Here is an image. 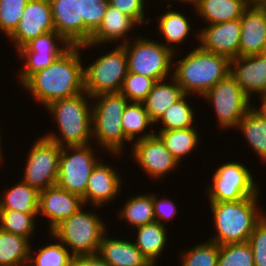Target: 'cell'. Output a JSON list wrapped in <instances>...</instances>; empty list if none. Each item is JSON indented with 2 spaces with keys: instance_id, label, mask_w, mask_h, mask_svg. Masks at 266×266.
Instances as JSON below:
<instances>
[{
  "instance_id": "cell-1",
  "label": "cell",
  "mask_w": 266,
  "mask_h": 266,
  "mask_svg": "<svg viewBox=\"0 0 266 266\" xmlns=\"http://www.w3.org/2000/svg\"><path fill=\"white\" fill-rule=\"evenodd\" d=\"M81 46H70L60 57L43 70L31 75L24 83L36 100L48 106L56 100L84 92V67Z\"/></svg>"
},
{
  "instance_id": "cell-2",
  "label": "cell",
  "mask_w": 266,
  "mask_h": 266,
  "mask_svg": "<svg viewBox=\"0 0 266 266\" xmlns=\"http://www.w3.org/2000/svg\"><path fill=\"white\" fill-rule=\"evenodd\" d=\"M229 73L228 57L207 52L198 47L182 60H178L172 77L181 86L184 94L197 92L196 94L203 96Z\"/></svg>"
},
{
  "instance_id": "cell-3",
  "label": "cell",
  "mask_w": 266,
  "mask_h": 266,
  "mask_svg": "<svg viewBox=\"0 0 266 266\" xmlns=\"http://www.w3.org/2000/svg\"><path fill=\"white\" fill-rule=\"evenodd\" d=\"M258 195L239 201H210L217 235L211 241L225 245L247 242L264 214L258 212Z\"/></svg>"
},
{
  "instance_id": "cell-4",
  "label": "cell",
  "mask_w": 266,
  "mask_h": 266,
  "mask_svg": "<svg viewBox=\"0 0 266 266\" xmlns=\"http://www.w3.org/2000/svg\"><path fill=\"white\" fill-rule=\"evenodd\" d=\"M86 97L92 98L84 91L72 97L53 101L46 106L56 118L62 137L59 138L53 133L45 137L60 147L87 145L92 135V108H89Z\"/></svg>"
},
{
  "instance_id": "cell-5",
  "label": "cell",
  "mask_w": 266,
  "mask_h": 266,
  "mask_svg": "<svg viewBox=\"0 0 266 266\" xmlns=\"http://www.w3.org/2000/svg\"><path fill=\"white\" fill-rule=\"evenodd\" d=\"M98 101L92 106V134L110 153H120L124 140L131 142L123 131L121 118L128 99L118 93H103L92 96ZM99 98V99H98Z\"/></svg>"
},
{
  "instance_id": "cell-6",
  "label": "cell",
  "mask_w": 266,
  "mask_h": 266,
  "mask_svg": "<svg viewBox=\"0 0 266 266\" xmlns=\"http://www.w3.org/2000/svg\"><path fill=\"white\" fill-rule=\"evenodd\" d=\"M105 224L95 213H87L82 207L69 218L63 220L51 232L64 245L71 248V254L92 255L98 253Z\"/></svg>"
},
{
  "instance_id": "cell-7",
  "label": "cell",
  "mask_w": 266,
  "mask_h": 266,
  "mask_svg": "<svg viewBox=\"0 0 266 266\" xmlns=\"http://www.w3.org/2000/svg\"><path fill=\"white\" fill-rule=\"evenodd\" d=\"M128 40L125 39L122 44L128 59V72L141 74L155 81L167 79L173 66V46L145 38L137 39L132 45Z\"/></svg>"
},
{
  "instance_id": "cell-8",
  "label": "cell",
  "mask_w": 266,
  "mask_h": 266,
  "mask_svg": "<svg viewBox=\"0 0 266 266\" xmlns=\"http://www.w3.org/2000/svg\"><path fill=\"white\" fill-rule=\"evenodd\" d=\"M127 74V55L124 46L119 45L84 68V90L91 97L118 93Z\"/></svg>"
},
{
  "instance_id": "cell-9",
  "label": "cell",
  "mask_w": 266,
  "mask_h": 266,
  "mask_svg": "<svg viewBox=\"0 0 266 266\" xmlns=\"http://www.w3.org/2000/svg\"><path fill=\"white\" fill-rule=\"evenodd\" d=\"M67 149L71 150L68 154ZM61 147L56 185L81 198L84 197L88 178L99 162L87 145Z\"/></svg>"
},
{
  "instance_id": "cell-10",
  "label": "cell",
  "mask_w": 266,
  "mask_h": 266,
  "mask_svg": "<svg viewBox=\"0 0 266 266\" xmlns=\"http://www.w3.org/2000/svg\"><path fill=\"white\" fill-rule=\"evenodd\" d=\"M203 97L212 102L219 121L218 125L225 129L237 127L252 107L250 98L230 73L218 81Z\"/></svg>"
},
{
  "instance_id": "cell-11",
  "label": "cell",
  "mask_w": 266,
  "mask_h": 266,
  "mask_svg": "<svg viewBox=\"0 0 266 266\" xmlns=\"http://www.w3.org/2000/svg\"><path fill=\"white\" fill-rule=\"evenodd\" d=\"M239 162H227L219 166L209 186V201H239L258 194L253 175Z\"/></svg>"
},
{
  "instance_id": "cell-12",
  "label": "cell",
  "mask_w": 266,
  "mask_h": 266,
  "mask_svg": "<svg viewBox=\"0 0 266 266\" xmlns=\"http://www.w3.org/2000/svg\"><path fill=\"white\" fill-rule=\"evenodd\" d=\"M61 147L46 137L39 138L28 154L24 183L39 192L56 185Z\"/></svg>"
},
{
  "instance_id": "cell-13",
  "label": "cell",
  "mask_w": 266,
  "mask_h": 266,
  "mask_svg": "<svg viewBox=\"0 0 266 266\" xmlns=\"http://www.w3.org/2000/svg\"><path fill=\"white\" fill-rule=\"evenodd\" d=\"M155 132H148L134 141L133 157L141 168L154 179L163 177L174 169L179 161L166 149L162 139Z\"/></svg>"
},
{
  "instance_id": "cell-14",
  "label": "cell",
  "mask_w": 266,
  "mask_h": 266,
  "mask_svg": "<svg viewBox=\"0 0 266 266\" xmlns=\"http://www.w3.org/2000/svg\"><path fill=\"white\" fill-rule=\"evenodd\" d=\"M55 31L49 0H29L17 28L8 37L15 42L17 50L31 39Z\"/></svg>"
},
{
  "instance_id": "cell-15",
  "label": "cell",
  "mask_w": 266,
  "mask_h": 266,
  "mask_svg": "<svg viewBox=\"0 0 266 266\" xmlns=\"http://www.w3.org/2000/svg\"><path fill=\"white\" fill-rule=\"evenodd\" d=\"M201 29L197 35L200 48L211 53L220 54L230 60L239 56L241 21L235 19L218 24H211Z\"/></svg>"
},
{
  "instance_id": "cell-16",
  "label": "cell",
  "mask_w": 266,
  "mask_h": 266,
  "mask_svg": "<svg viewBox=\"0 0 266 266\" xmlns=\"http://www.w3.org/2000/svg\"><path fill=\"white\" fill-rule=\"evenodd\" d=\"M83 205L81 197L54 185L40 191L38 213L47 216L51 232L63 220L76 213Z\"/></svg>"
},
{
  "instance_id": "cell-17",
  "label": "cell",
  "mask_w": 266,
  "mask_h": 266,
  "mask_svg": "<svg viewBox=\"0 0 266 266\" xmlns=\"http://www.w3.org/2000/svg\"><path fill=\"white\" fill-rule=\"evenodd\" d=\"M230 74L249 98L252 92L260 93L261 97L266 95V56L263 54L231 59Z\"/></svg>"
},
{
  "instance_id": "cell-18",
  "label": "cell",
  "mask_w": 266,
  "mask_h": 266,
  "mask_svg": "<svg viewBox=\"0 0 266 266\" xmlns=\"http://www.w3.org/2000/svg\"><path fill=\"white\" fill-rule=\"evenodd\" d=\"M240 21L239 56L261 54L266 41V5H249Z\"/></svg>"
},
{
  "instance_id": "cell-19",
  "label": "cell",
  "mask_w": 266,
  "mask_h": 266,
  "mask_svg": "<svg viewBox=\"0 0 266 266\" xmlns=\"http://www.w3.org/2000/svg\"><path fill=\"white\" fill-rule=\"evenodd\" d=\"M55 31L71 46L83 45L80 0H49Z\"/></svg>"
},
{
  "instance_id": "cell-20",
  "label": "cell",
  "mask_w": 266,
  "mask_h": 266,
  "mask_svg": "<svg viewBox=\"0 0 266 266\" xmlns=\"http://www.w3.org/2000/svg\"><path fill=\"white\" fill-rule=\"evenodd\" d=\"M119 175L114 168L98 162L88 178L87 189L82 198L84 205L90 201L94 207H98L113 200L122 186Z\"/></svg>"
},
{
  "instance_id": "cell-21",
  "label": "cell",
  "mask_w": 266,
  "mask_h": 266,
  "mask_svg": "<svg viewBox=\"0 0 266 266\" xmlns=\"http://www.w3.org/2000/svg\"><path fill=\"white\" fill-rule=\"evenodd\" d=\"M103 235L98 255L109 266H154L133 242Z\"/></svg>"
},
{
  "instance_id": "cell-22",
  "label": "cell",
  "mask_w": 266,
  "mask_h": 266,
  "mask_svg": "<svg viewBox=\"0 0 266 266\" xmlns=\"http://www.w3.org/2000/svg\"><path fill=\"white\" fill-rule=\"evenodd\" d=\"M136 24L138 23L132 17L108 5L100 27L81 48L120 40L119 38L125 37Z\"/></svg>"
},
{
  "instance_id": "cell-23",
  "label": "cell",
  "mask_w": 266,
  "mask_h": 266,
  "mask_svg": "<svg viewBox=\"0 0 266 266\" xmlns=\"http://www.w3.org/2000/svg\"><path fill=\"white\" fill-rule=\"evenodd\" d=\"M192 3L210 25L240 19L249 6L247 0H193Z\"/></svg>"
},
{
  "instance_id": "cell-24",
  "label": "cell",
  "mask_w": 266,
  "mask_h": 266,
  "mask_svg": "<svg viewBox=\"0 0 266 266\" xmlns=\"http://www.w3.org/2000/svg\"><path fill=\"white\" fill-rule=\"evenodd\" d=\"M173 83H166V79L156 81L152 90L142 102L149 118L155 124L164 112L183 95L181 86L172 77ZM164 82V83H163Z\"/></svg>"
},
{
  "instance_id": "cell-25",
  "label": "cell",
  "mask_w": 266,
  "mask_h": 266,
  "mask_svg": "<svg viewBox=\"0 0 266 266\" xmlns=\"http://www.w3.org/2000/svg\"><path fill=\"white\" fill-rule=\"evenodd\" d=\"M30 247L28 238L0 229V266H28Z\"/></svg>"
},
{
  "instance_id": "cell-26",
  "label": "cell",
  "mask_w": 266,
  "mask_h": 266,
  "mask_svg": "<svg viewBox=\"0 0 266 266\" xmlns=\"http://www.w3.org/2000/svg\"><path fill=\"white\" fill-rule=\"evenodd\" d=\"M136 228L138 235L134 244L153 265H156L155 263L167 243L166 227L154 221Z\"/></svg>"
},
{
  "instance_id": "cell-27",
  "label": "cell",
  "mask_w": 266,
  "mask_h": 266,
  "mask_svg": "<svg viewBox=\"0 0 266 266\" xmlns=\"http://www.w3.org/2000/svg\"><path fill=\"white\" fill-rule=\"evenodd\" d=\"M5 197L0 199V209H11L26 214L38 216L39 191L30 187L22 180L19 184L8 189Z\"/></svg>"
},
{
  "instance_id": "cell-28",
  "label": "cell",
  "mask_w": 266,
  "mask_h": 266,
  "mask_svg": "<svg viewBox=\"0 0 266 266\" xmlns=\"http://www.w3.org/2000/svg\"><path fill=\"white\" fill-rule=\"evenodd\" d=\"M237 127L244 132L246 141L248 140L255 153L266 162V120L261 113L252 106Z\"/></svg>"
},
{
  "instance_id": "cell-29",
  "label": "cell",
  "mask_w": 266,
  "mask_h": 266,
  "mask_svg": "<svg viewBox=\"0 0 266 266\" xmlns=\"http://www.w3.org/2000/svg\"><path fill=\"white\" fill-rule=\"evenodd\" d=\"M158 136L164 142L166 149L180 162L182 156L189 154L198 144V133L194 127L159 130Z\"/></svg>"
},
{
  "instance_id": "cell-30",
  "label": "cell",
  "mask_w": 266,
  "mask_h": 266,
  "mask_svg": "<svg viewBox=\"0 0 266 266\" xmlns=\"http://www.w3.org/2000/svg\"><path fill=\"white\" fill-rule=\"evenodd\" d=\"M120 219L126 220L135 227L149 224L155 221L152 194L139 195L127 200L121 212Z\"/></svg>"
},
{
  "instance_id": "cell-31",
  "label": "cell",
  "mask_w": 266,
  "mask_h": 266,
  "mask_svg": "<svg viewBox=\"0 0 266 266\" xmlns=\"http://www.w3.org/2000/svg\"><path fill=\"white\" fill-rule=\"evenodd\" d=\"M121 124L125 136L133 141L134 137L144 132L148 126L154 124L148 116L143 103L128 102L124 109Z\"/></svg>"
},
{
  "instance_id": "cell-32",
  "label": "cell",
  "mask_w": 266,
  "mask_h": 266,
  "mask_svg": "<svg viewBox=\"0 0 266 266\" xmlns=\"http://www.w3.org/2000/svg\"><path fill=\"white\" fill-rule=\"evenodd\" d=\"M189 95L184 94L179 100L171 105L158 120L164 125L160 130H175L193 127V108L186 101Z\"/></svg>"
},
{
  "instance_id": "cell-33",
  "label": "cell",
  "mask_w": 266,
  "mask_h": 266,
  "mask_svg": "<svg viewBox=\"0 0 266 266\" xmlns=\"http://www.w3.org/2000/svg\"><path fill=\"white\" fill-rule=\"evenodd\" d=\"M109 0H80L83 18V45L90 41L91 36L100 27Z\"/></svg>"
},
{
  "instance_id": "cell-34",
  "label": "cell",
  "mask_w": 266,
  "mask_h": 266,
  "mask_svg": "<svg viewBox=\"0 0 266 266\" xmlns=\"http://www.w3.org/2000/svg\"><path fill=\"white\" fill-rule=\"evenodd\" d=\"M158 27L165 40L171 44L182 43L191 30L189 21L183 14L170 10L161 15Z\"/></svg>"
},
{
  "instance_id": "cell-35",
  "label": "cell",
  "mask_w": 266,
  "mask_h": 266,
  "mask_svg": "<svg viewBox=\"0 0 266 266\" xmlns=\"http://www.w3.org/2000/svg\"><path fill=\"white\" fill-rule=\"evenodd\" d=\"M30 255L28 266H73L74 256L61 242L40 248L36 257Z\"/></svg>"
},
{
  "instance_id": "cell-36",
  "label": "cell",
  "mask_w": 266,
  "mask_h": 266,
  "mask_svg": "<svg viewBox=\"0 0 266 266\" xmlns=\"http://www.w3.org/2000/svg\"><path fill=\"white\" fill-rule=\"evenodd\" d=\"M34 218L32 214L0 209V229L29 239L35 228Z\"/></svg>"
},
{
  "instance_id": "cell-37",
  "label": "cell",
  "mask_w": 266,
  "mask_h": 266,
  "mask_svg": "<svg viewBox=\"0 0 266 266\" xmlns=\"http://www.w3.org/2000/svg\"><path fill=\"white\" fill-rule=\"evenodd\" d=\"M220 245L209 240L182 253L181 266H218Z\"/></svg>"
},
{
  "instance_id": "cell-38",
  "label": "cell",
  "mask_w": 266,
  "mask_h": 266,
  "mask_svg": "<svg viewBox=\"0 0 266 266\" xmlns=\"http://www.w3.org/2000/svg\"><path fill=\"white\" fill-rule=\"evenodd\" d=\"M218 266H255L249 242L220 245Z\"/></svg>"
},
{
  "instance_id": "cell-39",
  "label": "cell",
  "mask_w": 266,
  "mask_h": 266,
  "mask_svg": "<svg viewBox=\"0 0 266 266\" xmlns=\"http://www.w3.org/2000/svg\"><path fill=\"white\" fill-rule=\"evenodd\" d=\"M58 43H57V42ZM59 43L63 46L60 47ZM70 44L56 31H51L31 39L17 52H43V53H64L70 48Z\"/></svg>"
},
{
  "instance_id": "cell-40",
  "label": "cell",
  "mask_w": 266,
  "mask_h": 266,
  "mask_svg": "<svg viewBox=\"0 0 266 266\" xmlns=\"http://www.w3.org/2000/svg\"><path fill=\"white\" fill-rule=\"evenodd\" d=\"M155 82L153 78L128 72L124 78L120 93L123 94L128 101L142 103L152 90Z\"/></svg>"
},
{
  "instance_id": "cell-41",
  "label": "cell",
  "mask_w": 266,
  "mask_h": 266,
  "mask_svg": "<svg viewBox=\"0 0 266 266\" xmlns=\"http://www.w3.org/2000/svg\"><path fill=\"white\" fill-rule=\"evenodd\" d=\"M29 0H0V30L9 37L17 28Z\"/></svg>"
},
{
  "instance_id": "cell-42",
  "label": "cell",
  "mask_w": 266,
  "mask_h": 266,
  "mask_svg": "<svg viewBox=\"0 0 266 266\" xmlns=\"http://www.w3.org/2000/svg\"><path fill=\"white\" fill-rule=\"evenodd\" d=\"M18 54L26 60V66L20 74V81L23 84L31 75L48 67L63 53L18 52Z\"/></svg>"
},
{
  "instance_id": "cell-43",
  "label": "cell",
  "mask_w": 266,
  "mask_h": 266,
  "mask_svg": "<svg viewBox=\"0 0 266 266\" xmlns=\"http://www.w3.org/2000/svg\"><path fill=\"white\" fill-rule=\"evenodd\" d=\"M249 244L252 247L254 265L266 266V216L257 223L251 233Z\"/></svg>"
},
{
  "instance_id": "cell-44",
  "label": "cell",
  "mask_w": 266,
  "mask_h": 266,
  "mask_svg": "<svg viewBox=\"0 0 266 266\" xmlns=\"http://www.w3.org/2000/svg\"><path fill=\"white\" fill-rule=\"evenodd\" d=\"M109 5L132 17L138 25L144 22V0H109Z\"/></svg>"
},
{
  "instance_id": "cell-45",
  "label": "cell",
  "mask_w": 266,
  "mask_h": 266,
  "mask_svg": "<svg viewBox=\"0 0 266 266\" xmlns=\"http://www.w3.org/2000/svg\"><path fill=\"white\" fill-rule=\"evenodd\" d=\"M156 195L152 194V201H153V209H154V215H155V221L161 223L162 219H172L171 217H174L176 214V206L174 202L167 198L159 199L155 197Z\"/></svg>"
},
{
  "instance_id": "cell-46",
  "label": "cell",
  "mask_w": 266,
  "mask_h": 266,
  "mask_svg": "<svg viewBox=\"0 0 266 266\" xmlns=\"http://www.w3.org/2000/svg\"><path fill=\"white\" fill-rule=\"evenodd\" d=\"M73 266H109L99 255H79L74 257Z\"/></svg>"
},
{
  "instance_id": "cell-47",
  "label": "cell",
  "mask_w": 266,
  "mask_h": 266,
  "mask_svg": "<svg viewBox=\"0 0 266 266\" xmlns=\"http://www.w3.org/2000/svg\"><path fill=\"white\" fill-rule=\"evenodd\" d=\"M261 107L256 108L266 120V95L261 97Z\"/></svg>"
},
{
  "instance_id": "cell-48",
  "label": "cell",
  "mask_w": 266,
  "mask_h": 266,
  "mask_svg": "<svg viewBox=\"0 0 266 266\" xmlns=\"http://www.w3.org/2000/svg\"><path fill=\"white\" fill-rule=\"evenodd\" d=\"M249 5H266V0H247Z\"/></svg>"
},
{
  "instance_id": "cell-49",
  "label": "cell",
  "mask_w": 266,
  "mask_h": 266,
  "mask_svg": "<svg viewBox=\"0 0 266 266\" xmlns=\"http://www.w3.org/2000/svg\"><path fill=\"white\" fill-rule=\"evenodd\" d=\"M264 56H266V41H265V44H264V47H263V50H262V53Z\"/></svg>"
},
{
  "instance_id": "cell-50",
  "label": "cell",
  "mask_w": 266,
  "mask_h": 266,
  "mask_svg": "<svg viewBox=\"0 0 266 266\" xmlns=\"http://www.w3.org/2000/svg\"><path fill=\"white\" fill-rule=\"evenodd\" d=\"M181 1H182V2L185 1V3H186V2L191 3L193 0H181Z\"/></svg>"
},
{
  "instance_id": "cell-51",
  "label": "cell",
  "mask_w": 266,
  "mask_h": 266,
  "mask_svg": "<svg viewBox=\"0 0 266 266\" xmlns=\"http://www.w3.org/2000/svg\"><path fill=\"white\" fill-rule=\"evenodd\" d=\"M0 139H1V138H0ZM0 141H1V140H0ZM0 144H1V143H0ZM1 153H2V152H1V147H0V161H2V160H1L2 158H1V157H3V156L1 155Z\"/></svg>"
}]
</instances>
